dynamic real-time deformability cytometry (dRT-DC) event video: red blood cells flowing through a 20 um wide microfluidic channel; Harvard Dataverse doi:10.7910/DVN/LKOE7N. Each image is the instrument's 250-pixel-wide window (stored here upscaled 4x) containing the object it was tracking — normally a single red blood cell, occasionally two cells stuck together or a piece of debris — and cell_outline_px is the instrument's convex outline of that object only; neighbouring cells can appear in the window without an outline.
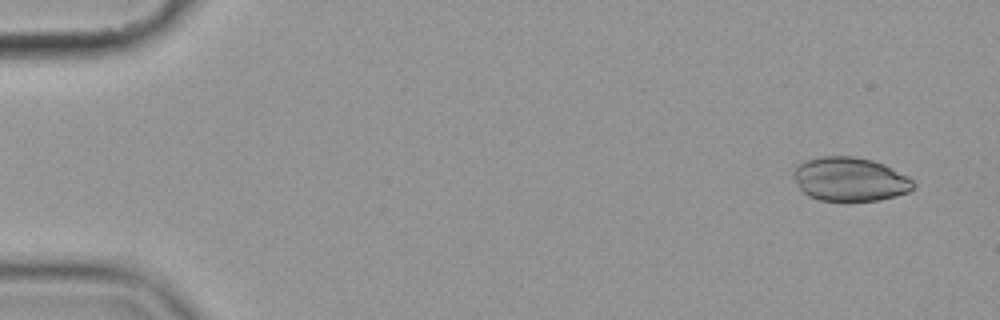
{"species": "common noctule bat (a hibernating species)", "species_latin": "Nyctalus noctula", "temperature_condition": "cold", "stored_images_in_passage": 6, "camera_frame_rate_fps": 3000, "um_per_image_px": 0.085, "animal": {"sex": "female", "body_mass_g": 19.9}, "frame": {"image": 1, "passage_image": 1, "time_ms": 0.0, "image_size_px": [1000, 320], "cell_outline_px": [[916, 188], [908, 192], [896, 196], [880, 200], [820, 200], [808, 196], [800, 188], [792, 176], [792, 172], [800, 164], [808, 160], [820, 156], [852, 156], [872, 160], [884, 164], [908, 176], [916, 184]], "centroid_in_image_um": [72.27, 15.23], "position_along_channel_um": 12.7, "area_um2": 30.58}}
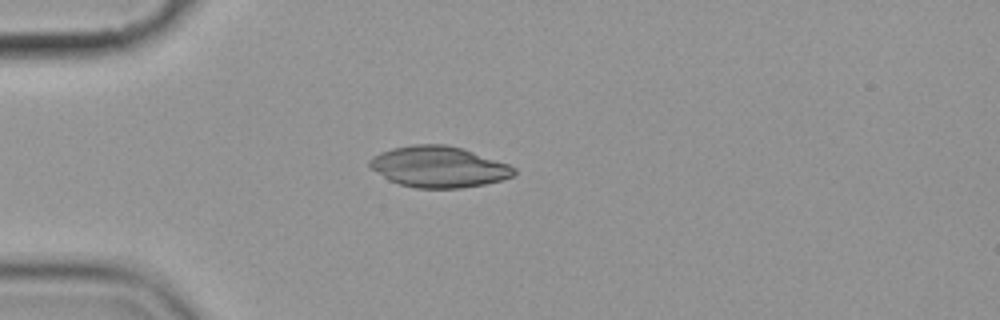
{"frame": {"image": 2, "passage_image": 4, "time_ms": 4.0, "image_size_px": [1000, 320], "cell_outline_px": [[516, 172], [512, 176], [500, 180], [484, 184], [460, 188], [416, 188], [400, 184], [388, 180], [372, 168], [368, 164], [368, 160], [372, 156], [380, 152], [392, 148], [412, 144], [448, 144], [464, 148], [508, 164], [516, 168]], "centroid_in_image_um": [37.27, 14.16], "position_along_channel_um": 47.7, "area_um2": 34.62}}
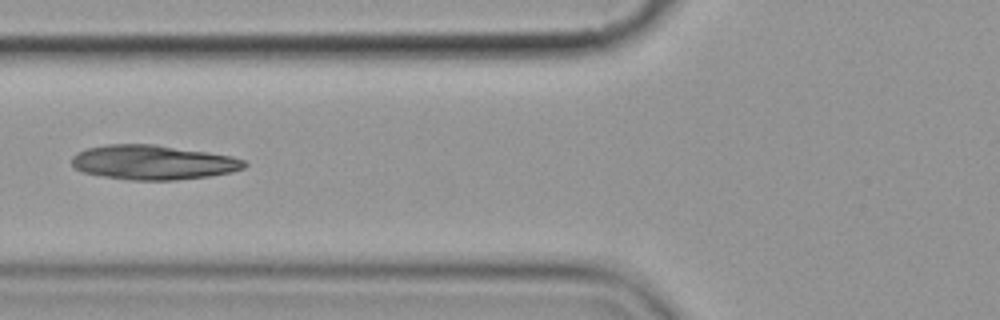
{"frame": {"image": 3, "passage_image": 6, "time_ms": 6.333, "image_size_px": [1000, 320], "cell_outline_px": [[248, 164], [244, 168], [232, 172], [208, 176], [176, 180], [128, 180], [104, 176], [84, 172], [72, 168], [72, 156], [76, 152], [88, 148], [108, 144], [156, 144], [208, 152], [232, 156], [244, 160]], "centroid_in_image_um": [13.0, 13.8], "position_along_channel_um": 112.8, "area_um2": 34.85}}